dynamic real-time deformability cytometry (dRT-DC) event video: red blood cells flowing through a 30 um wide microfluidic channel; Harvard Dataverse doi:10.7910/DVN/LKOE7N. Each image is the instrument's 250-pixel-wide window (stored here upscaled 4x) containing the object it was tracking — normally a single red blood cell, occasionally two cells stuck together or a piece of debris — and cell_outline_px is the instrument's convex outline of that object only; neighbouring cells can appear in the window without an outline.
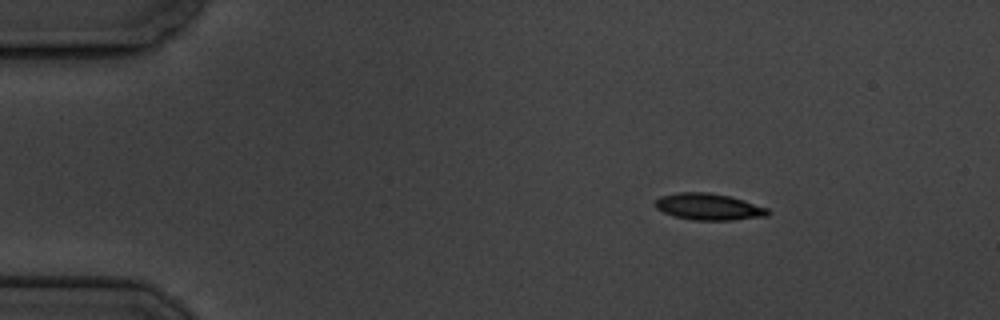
{"species": "common noctule bat (a hibernating species)", "species_latin": "Nyctalus noctula", "temperature_condition": "cold", "stored_images_in_passage": 4, "camera_frame_rate_fps": 3000, "um_per_image_px": 0.085, "animal": {"sex": "male", "body_mass_g": 19.5, "forearm_length_mm": 54.6}, "frame": {"image": 1, "passage_image": 2, "time_ms": 1.0, "image_size_px": [1000, 320], "cell_outline_px": [[772, 212], [768, 216], [732, 220], [692, 220], [672, 216], [656, 208], [652, 204], [660, 196], [676, 192], [708, 192], [728, 196], [744, 200], [768, 208]], "centroid_in_image_um": [60.22, 17.57], "position_along_channel_um": 24.8, "area_um2": 17.69}}